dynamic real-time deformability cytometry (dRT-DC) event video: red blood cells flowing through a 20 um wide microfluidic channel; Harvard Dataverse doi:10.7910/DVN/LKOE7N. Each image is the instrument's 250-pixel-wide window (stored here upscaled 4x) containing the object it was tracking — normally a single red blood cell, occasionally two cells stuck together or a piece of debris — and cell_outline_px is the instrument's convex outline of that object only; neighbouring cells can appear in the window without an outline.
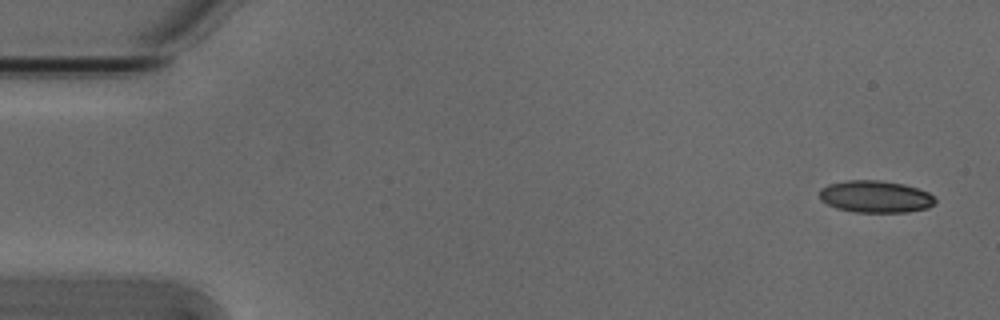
{"species": "Egyptian fruit bat (a non-hibernating species)", "species_latin": "Rousettus aegyptiacus", "temperature_condition": "cold", "stored_images_in_passage": 4, "camera_frame_rate_fps": 3000, "um_per_image_px": 0.085, "animal": {"sex": "male"}, "frame": {"image": 1, "passage_image": 1, "time_ms": 0.0, "image_size_px": [1000, 320], "cell_outline_px": [[936, 204], [928, 208], [908, 212], [856, 212], [836, 208], [820, 200], [820, 188], [828, 184], [844, 180], [880, 180], [904, 184], [928, 192], [936, 200]], "centroid_in_image_um": [74.41, 16.71], "position_along_channel_um": 10.6, "area_um2": 21.73}}
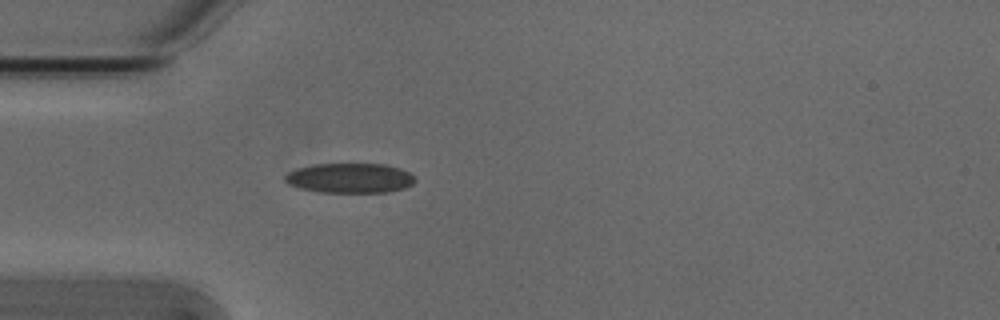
{"frame": {"image": 2, "passage_image": 4, "time_ms": 1.0, "image_size_px": [1000, 320], "cell_outline_px": [[416, 180], [412, 184], [404, 188], [388, 192], [320, 192], [300, 188], [288, 184], [284, 180], [284, 176], [288, 172], [296, 168], [316, 164], [384, 164], [400, 168], [408, 172]], "centroid_in_image_um": [29.71, 15.13], "position_along_channel_um": 55.3, "area_um2": 22.54}}